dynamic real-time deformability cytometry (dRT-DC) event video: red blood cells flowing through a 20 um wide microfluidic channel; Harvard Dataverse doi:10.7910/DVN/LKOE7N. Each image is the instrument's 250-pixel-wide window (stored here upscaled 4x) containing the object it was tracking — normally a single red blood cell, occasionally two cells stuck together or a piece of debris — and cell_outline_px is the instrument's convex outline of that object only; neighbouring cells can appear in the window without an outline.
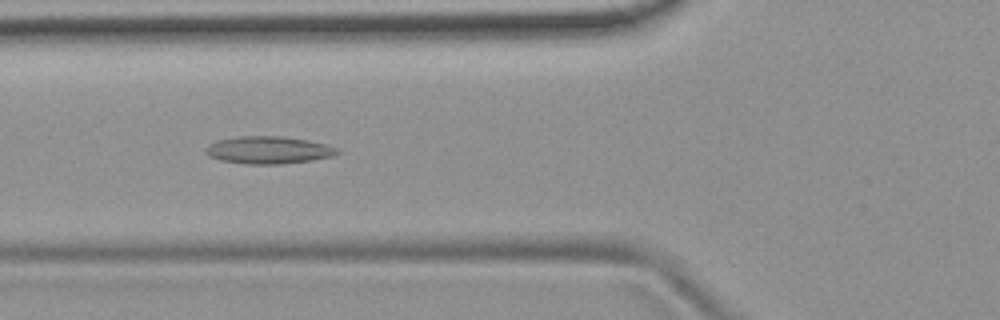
{"species": "common noctule bat (a hibernating species)", "species_latin": "Nyctalus noctula", "temperature_condition": "room temperature", "stored_images_in_passage": 8, "camera_frame_rate_fps": 3000, "um_per_image_px": 0.085, "animal": {"sex": "female", "body_mass_g": 19.9}, "frame": {"image": 1, "passage_image": 4, "time_ms": 1.0, "image_size_px": [1000, 320], "cell_outline_px": [[340, 152], [332, 156], [312, 160], [280, 164], [248, 164], [220, 160], [208, 156], [204, 152], [208, 144], [216, 140], [240, 136], [284, 136], [308, 140], [324, 144], [336, 148]], "centroid_in_image_um": [22.77, 12.75], "position_along_channel_um": 103.0, "area_um2": 21.04}}
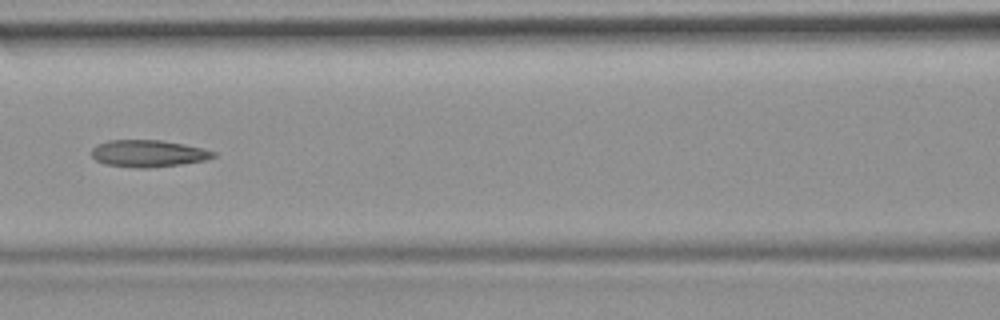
{"frame": {"image": 2, "passage_image": 5, "time_ms": 1.333, "image_size_px": [1000, 320], "cell_outline_px": [[216, 156], [204, 160], [180, 164], [148, 168], [136, 168], [104, 164], [96, 160], [92, 156], [92, 148], [96, 144], [108, 140], [160, 140], [184, 144], [204, 148], [216, 152]], "centroid_in_image_um": [12.58, 13.04], "position_along_channel_um": 154.0, "area_um2": 19.19}}
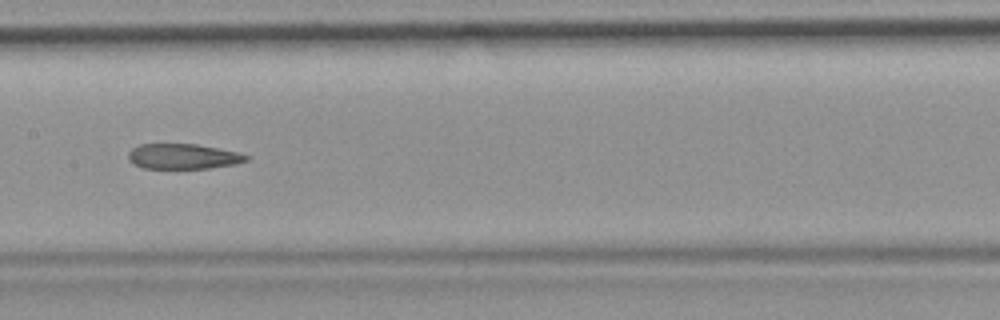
{"frame": {"image": 3, "passage_image": 6, "time_ms": 1.667, "image_size_px": [1000, 320], "cell_outline_px": [[252, 156], [248, 160], [236, 164], [208, 168], [144, 168], [128, 160], [128, 152], [132, 148], [140, 144], [196, 144], [236, 152]], "centroid_in_image_um": [15.57, 13.29], "position_along_channel_um": 191.8, "area_um2": 17.22}}